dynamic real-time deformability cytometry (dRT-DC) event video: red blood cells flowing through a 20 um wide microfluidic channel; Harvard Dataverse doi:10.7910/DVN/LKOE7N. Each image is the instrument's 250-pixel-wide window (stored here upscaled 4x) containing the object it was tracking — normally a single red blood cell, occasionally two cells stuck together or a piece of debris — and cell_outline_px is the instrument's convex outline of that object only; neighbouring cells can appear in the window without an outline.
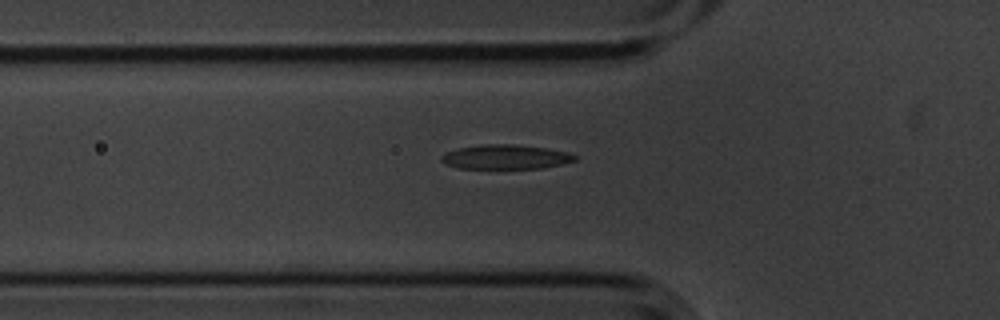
{"species": "common noctule bat (a hibernating species)", "species_latin": "Nyctalus noctula", "temperature_condition": "cold", "stored_images_in_passage": 4, "camera_frame_rate_fps": 3000, "um_per_image_px": 0.085, "animal": {"sex": "male", "body_mass_g": 20.1, "forearm_length_mm": 53.5}, "frame": {"image": 1, "passage_image": 4, "time_ms": 1.0, "image_size_px": [1000, 320], "cell_outline_px": [[576, 160], [560, 164], [540, 168], [460, 168], [444, 164], [440, 160], [440, 156], [448, 152], [460, 148], [484, 144], [512, 144], [548, 148], [568, 152], [576, 156]], "centroid_in_image_um": [42.97, 13.33], "position_along_channel_um": 82.8, "area_um2": 18.79}}